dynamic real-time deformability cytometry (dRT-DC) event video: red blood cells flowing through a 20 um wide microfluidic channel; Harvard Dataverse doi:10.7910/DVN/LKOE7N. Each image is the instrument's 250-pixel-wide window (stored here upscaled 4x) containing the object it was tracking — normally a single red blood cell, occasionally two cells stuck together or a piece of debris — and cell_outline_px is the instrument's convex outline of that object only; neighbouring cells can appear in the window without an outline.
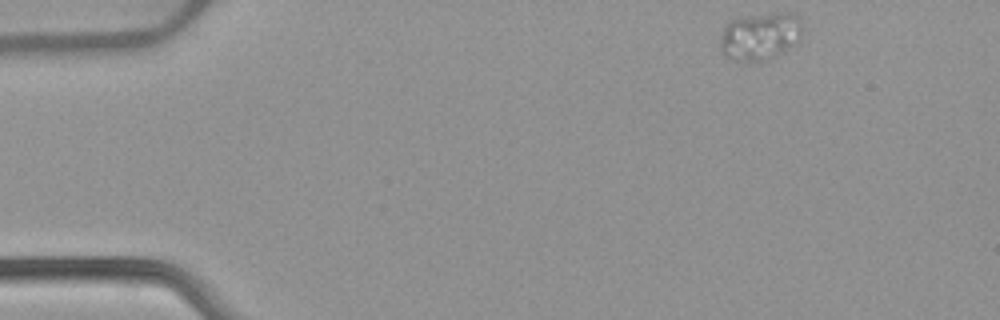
{"species": "common noctule bat (a hibernating species)", "species_latin": "Nyctalus noctula", "temperature_condition": "warm", "stored_images_in_passage": 48, "camera_frame_rate_fps": 3000, "um_per_image_px": 0.085, "animal": {"sex": "female", "body_mass_g": 22.7, "forearm_length_mm": 54.2}, "frame": {"image": 1, "passage_image": 1, "time_ms": 0.0, "image_size_px": [1000, 320], "cell_outline_px": [[804, 28], [796, 44], [776, 56], [768, 60], [756, 64], [736, 60], [724, 56], [720, 52], [720, 40], [724, 28], [732, 20], [748, 16], [776, 12], [792, 12], [800, 20]], "centroid_in_image_um": [64.63, 3.11], "position_along_channel_um": 20.4, "area_um2": 23.29}}
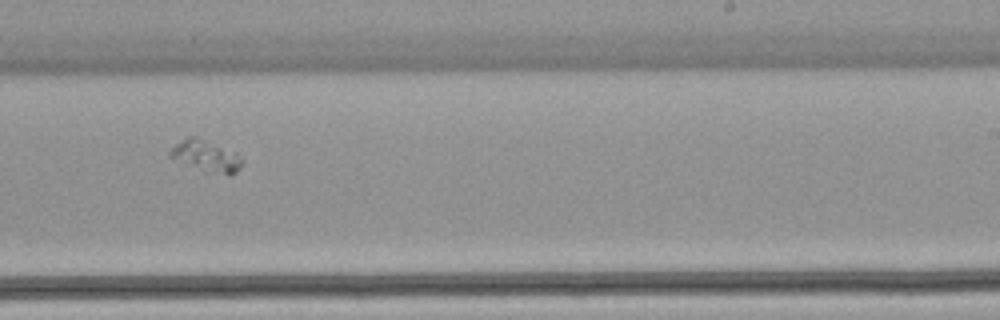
{"frame": {"image": 2, "passage_image": 28, "time_ms": 9.0, "image_size_px": [1000, 320], "cell_outline_px": [[244, 160], [240, 168], [236, 172], [228, 176], [204, 172], [168, 156], [168, 148], [188, 136], [192, 136], [236, 152]], "centroid_in_image_um": [17.51, 13.29], "position_along_channel_um": 271.5, "area_um2": 13.29}}
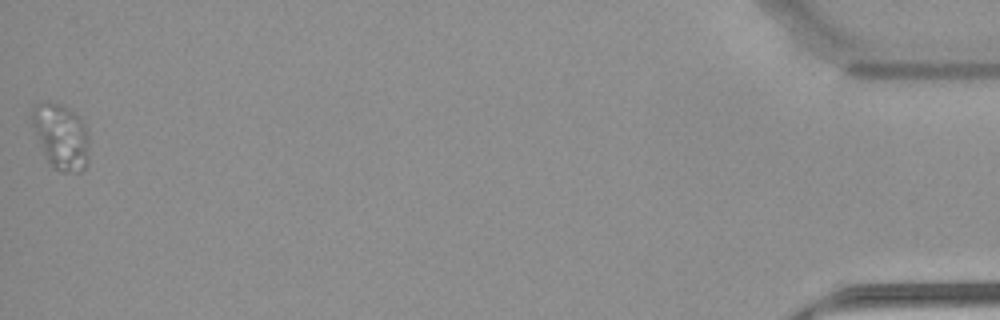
{"frame": {"image": 3, "passage_image": 48, "time_ms": 15.667, "image_size_px": [1000, 320], "cell_outline_px": [[88, 164], [80, 172], [60, 172], [52, 168], [48, 164], [32, 124], [32, 108], [36, 104], [48, 100], [64, 104], [76, 112], [80, 116], [88, 132]], "centroid_in_image_um": [5.2, 11.58], "position_along_channel_um": 430.0, "area_um2": 22.31}}